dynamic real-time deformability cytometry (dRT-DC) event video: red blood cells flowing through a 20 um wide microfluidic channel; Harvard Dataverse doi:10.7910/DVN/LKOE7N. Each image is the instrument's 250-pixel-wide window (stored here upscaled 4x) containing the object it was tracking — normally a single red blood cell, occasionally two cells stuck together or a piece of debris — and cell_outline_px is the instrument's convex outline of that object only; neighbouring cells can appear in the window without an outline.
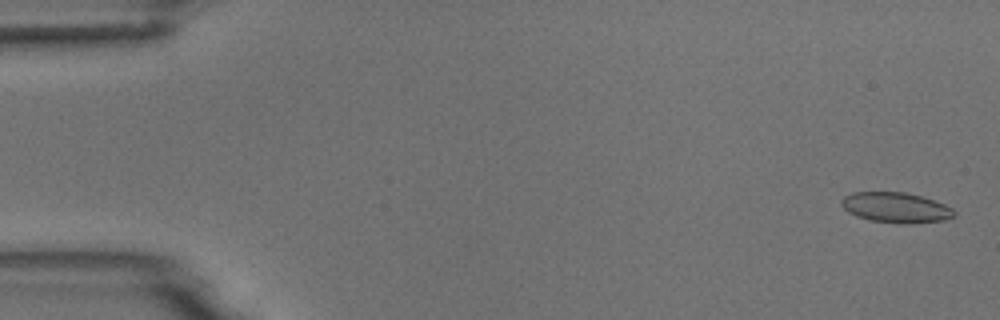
{"species": "common noctule bat (a hibernating species)", "species_latin": "Nyctalus noctula", "temperature_condition": "room temperature", "stored_images_in_passage": 5, "camera_frame_rate_fps": 3000, "um_per_image_px": 0.085, "animal": {"sex": "male", "body_mass_g": 18.8}, "frame": {"image": 1, "passage_image": 1, "time_ms": 0.0, "image_size_px": [1000, 320], "cell_outline_px": [[956, 212], [952, 216], [944, 220], [904, 224], [900, 224], [868, 220], [856, 216], [848, 212], [840, 204], [840, 200], [844, 196], [852, 192], [904, 192], [920, 196], [944, 204], [952, 208]], "centroid_in_image_um": [76.09, 17.64], "position_along_channel_um": 8.9, "area_um2": 19.88}}
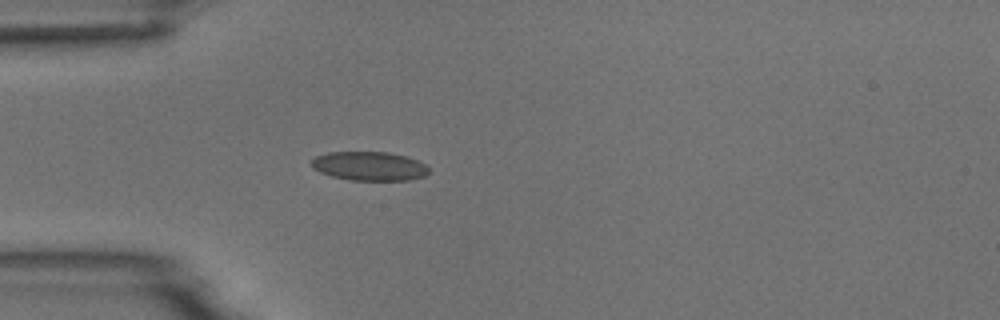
{"frame": {"image": 2, "passage_image": 5, "time_ms": 4.667, "image_size_px": [1000, 320], "cell_outline_px": [[428, 172], [424, 176], [408, 180], [352, 180], [332, 176], [320, 172], [312, 168], [312, 160], [316, 156], [328, 152], [388, 152], [404, 156], [416, 160], [424, 164], [428, 168]], "centroid_in_image_um": [31.37, 14.12], "position_along_channel_um": 53.6, "area_um2": 19.59}}